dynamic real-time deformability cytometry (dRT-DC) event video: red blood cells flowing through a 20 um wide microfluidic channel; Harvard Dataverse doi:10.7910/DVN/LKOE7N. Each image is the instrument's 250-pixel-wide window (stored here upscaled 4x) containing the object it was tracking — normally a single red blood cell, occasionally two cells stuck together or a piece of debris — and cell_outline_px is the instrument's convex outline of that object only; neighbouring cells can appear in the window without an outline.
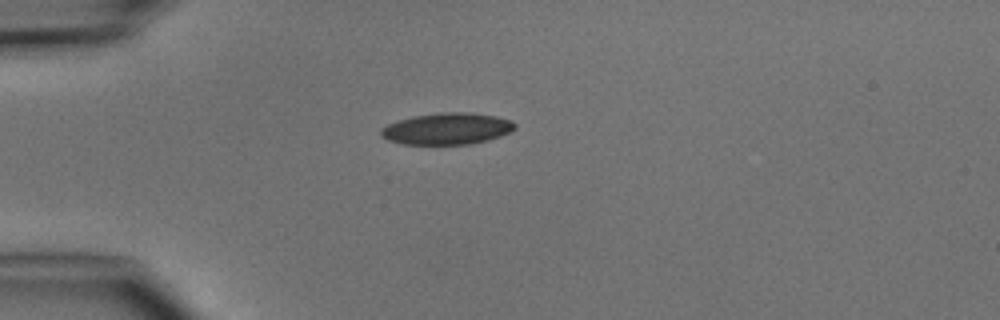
{"species": "common noctule bat (a hibernating species)", "species_latin": "Nyctalus noctula", "temperature_condition": "cold", "stored_images_in_passage": 2, "camera_frame_rate_fps": 3000, "um_per_image_px": 0.085, "animal": {"sex": "male", "body_mass_g": 15.6}, "frame": {"image": 1, "passage_image": 1, "time_ms": 0.0, "image_size_px": [1000, 320], "cell_outline_px": [[516, 128], [500, 136], [488, 140], [468, 144], [404, 144], [388, 140], [380, 136], [380, 128], [388, 124], [412, 116], [440, 112], [472, 112], [496, 116], [512, 120], [516, 124]], "centroid_in_image_um": [38.0, 10.93], "position_along_channel_um": 47.0, "area_um2": 24.74}}